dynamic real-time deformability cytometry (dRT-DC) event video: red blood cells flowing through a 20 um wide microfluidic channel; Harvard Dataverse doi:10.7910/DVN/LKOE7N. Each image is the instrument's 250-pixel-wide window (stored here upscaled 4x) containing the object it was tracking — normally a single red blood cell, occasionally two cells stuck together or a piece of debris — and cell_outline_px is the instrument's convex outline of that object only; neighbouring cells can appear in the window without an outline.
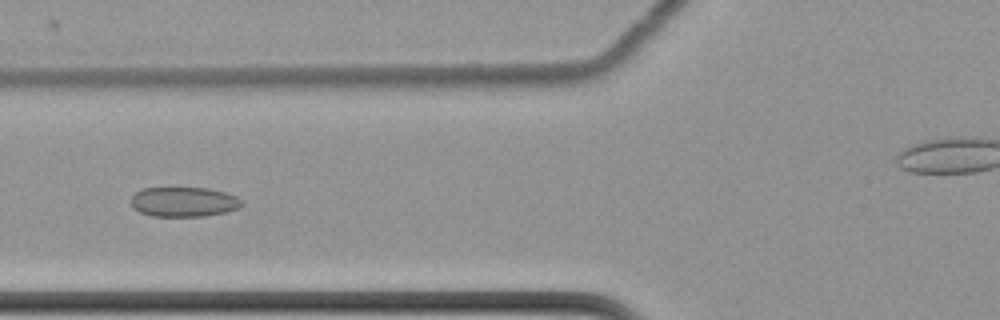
{"species": "common noctule bat (a hibernating species)", "species_latin": "Nyctalus noctula", "temperature_condition": "cold", "stored_images_in_passage": 51, "camera_frame_rate_fps": 3000, "um_per_image_px": 0.085, "animal": {"sex": "female", "body_mass_g": 22.7, "forearm_length_mm": 54.2}, "frame": {"image": 1, "passage_image": 27, "time_ms": 8.667, "image_size_px": [1000, 320], "cell_outline_px": [[244, 204], [240, 208], [224, 212], [204, 216], [152, 216], [140, 212], [132, 208], [132, 196], [136, 192], [144, 188], [168, 184], [172, 184], [208, 188], [224, 192], [236, 196], [244, 200]], "centroid_in_image_um": [15.61, 17.1], "position_along_channel_um": 110.2, "area_um2": 20.23}}
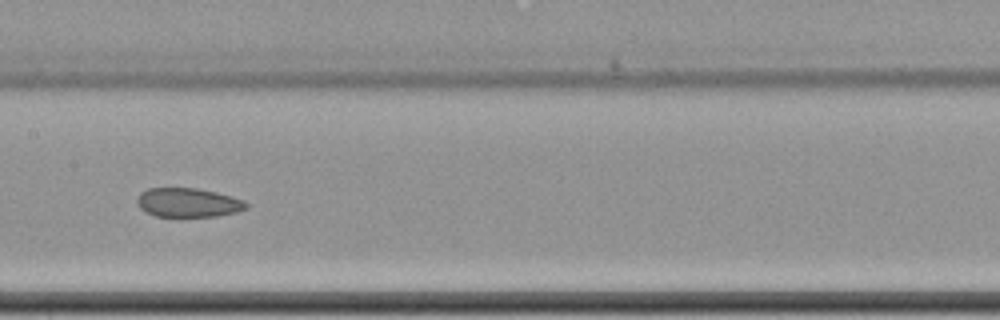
{"frame": {"image": 2, "passage_image": 34, "time_ms": 11.0, "image_size_px": [1000, 320], "cell_outline_px": [[248, 208], [236, 212], [216, 216], [156, 216], [144, 212], [136, 204], [136, 200], [140, 192], [148, 188], [196, 188], [216, 192], [232, 196], [244, 200], [248, 204]], "centroid_in_image_um": [15.97, 17.21], "position_along_channel_um": 191.4, "area_um2": 18.61}}
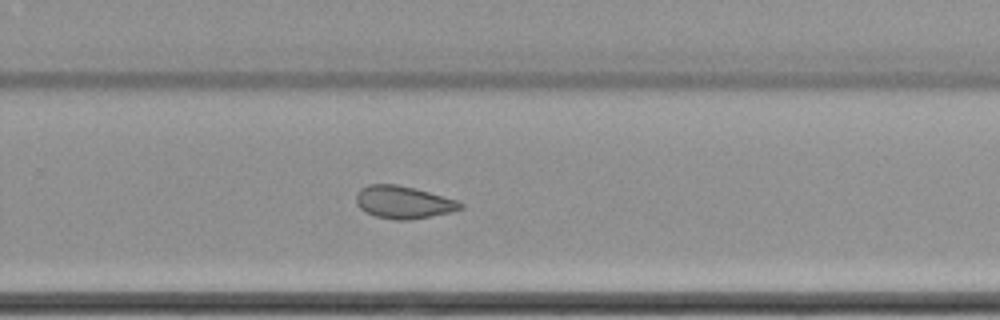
{"frame": {"image": 3, "passage_image": 43, "time_ms": 14.0, "image_size_px": [1000, 320], "cell_outline_px": [[464, 208], [452, 212], [408, 220], [396, 220], [376, 216], [360, 208], [356, 204], [356, 192], [360, 188], [368, 184], [396, 184], [416, 188], [460, 200], [464, 204]], "centroid_in_image_um": [34.33, 17.17], "position_along_channel_um": 295.5, "area_um2": 20.06}}